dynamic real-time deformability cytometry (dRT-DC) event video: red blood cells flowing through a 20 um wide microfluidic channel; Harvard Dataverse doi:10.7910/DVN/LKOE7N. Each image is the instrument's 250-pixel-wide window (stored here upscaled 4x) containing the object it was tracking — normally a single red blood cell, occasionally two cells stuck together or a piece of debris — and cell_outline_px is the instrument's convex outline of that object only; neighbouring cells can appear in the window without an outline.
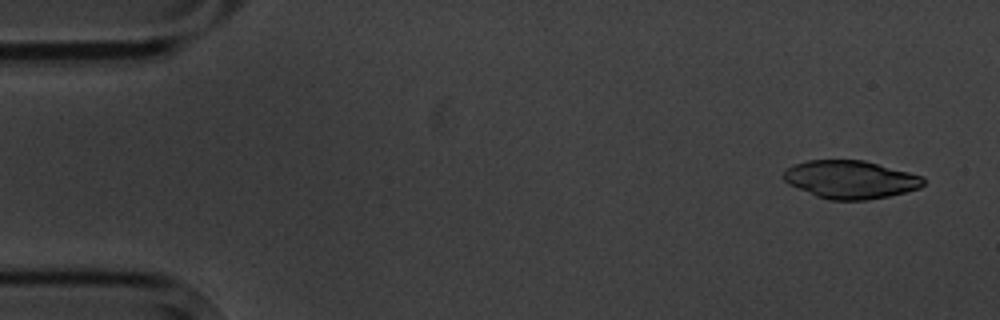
{"species": "common noctule bat (a hibernating species)", "species_latin": "Nyctalus noctula", "temperature_condition": "cold", "stored_images_in_passage": 4, "camera_frame_rate_fps": 3000, "um_per_image_px": 0.085, "animal": {"sex": "male", "body_mass_g": 20.1, "forearm_length_mm": 53.5}, "frame": {"image": 1, "passage_image": 1, "time_ms": 0.0, "image_size_px": [1000, 320], "cell_outline_px": [[924, 184], [920, 188], [888, 196], [868, 200], [828, 200], [816, 196], [788, 184], [784, 180], [784, 172], [788, 168], [796, 164], [808, 160], [864, 160], [924, 176]], "centroid_in_image_um": [72.31, 15.26], "position_along_channel_um": 12.7, "area_um2": 30.92}}